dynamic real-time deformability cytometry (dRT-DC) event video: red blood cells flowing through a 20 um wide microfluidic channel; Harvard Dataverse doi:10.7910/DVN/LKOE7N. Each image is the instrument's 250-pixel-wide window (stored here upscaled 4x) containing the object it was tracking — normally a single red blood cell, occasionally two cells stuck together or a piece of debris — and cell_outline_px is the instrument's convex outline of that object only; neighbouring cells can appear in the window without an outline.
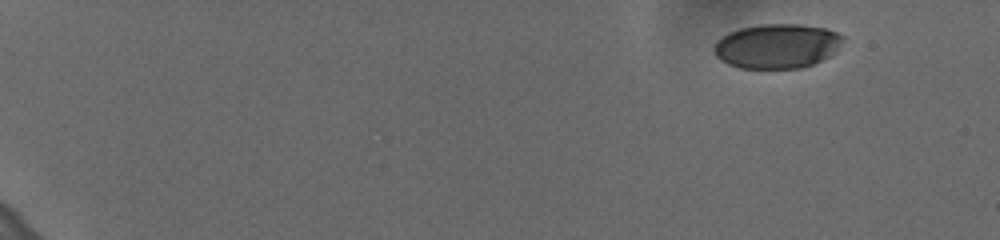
{"species": "human", "species_latin": "Homo sapiens", "temperature_condition": "cold", "stored_images_in_passage": 10, "camera_frame_rate_fps": 3000, "um_per_image_px": 0.085, "donor": {"sex": "female"}, "frame": {"image": 1, "passage_image": 1, "time_ms": 0.0, "image_size_px": [1000, 240], "cell_outline_px": [[844, 36], [836, 48], [828, 56], [812, 64], [800, 68], [740, 68], [728, 64], [720, 60], [716, 56], [712, 48], [716, 40], [740, 28], [760, 24], [796, 24], [824, 28], [836, 32]], "centroid_in_image_um": [65.98, 3.91], "position_along_channel_um": 19.0, "area_um2": 33.06}}
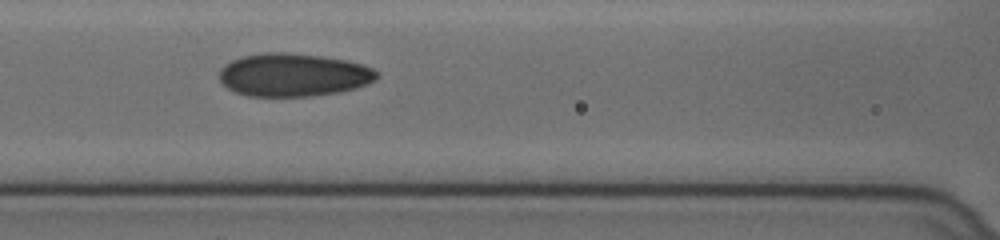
{"frame": {"image": 2, "passage_image": 9, "time_ms": 2.667, "image_size_px": [1000, 240], "cell_outline_px": [[380, 76], [376, 80], [368, 84], [356, 88], [336, 92], [308, 96], [248, 96], [236, 92], [228, 88], [220, 80], [220, 68], [224, 64], [240, 56], [264, 52], [284, 52], [320, 56], [344, 60], [364, 64], [372, 68]], "centroid_in_image_um": [24.93, 6.36], "position_along_channel_um": 141.7, "area_um2": 39.54}}
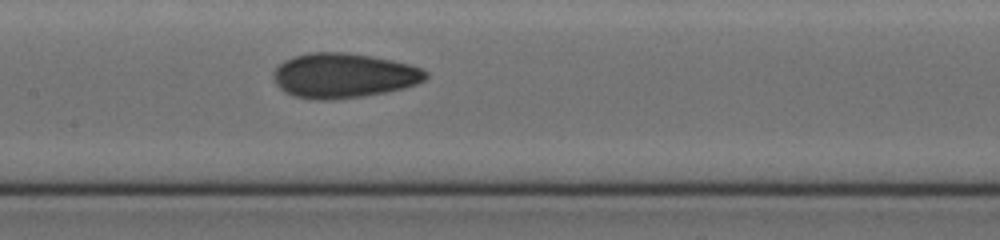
{"frame": {"image": 3, "passage_image": 10, "time_ms": 3.0, "image_size_px": [1000, 240], "cell_outline_px": [[428, 76], [424, 80], [416, 84], [404, 88], [364, 96], [332, 100], [316, 100], [292, 96], [284, 92], [276, 84], [272, 76], [276, 68], [284, 60], [296, 56], [312, 52], [344, 52], [372, 56], [412, 64], [428, 72]], "centroid_in_image_um": [29.21, 6.43], "position_along_channel_um": 178.2, "area_um2": 39.88}}